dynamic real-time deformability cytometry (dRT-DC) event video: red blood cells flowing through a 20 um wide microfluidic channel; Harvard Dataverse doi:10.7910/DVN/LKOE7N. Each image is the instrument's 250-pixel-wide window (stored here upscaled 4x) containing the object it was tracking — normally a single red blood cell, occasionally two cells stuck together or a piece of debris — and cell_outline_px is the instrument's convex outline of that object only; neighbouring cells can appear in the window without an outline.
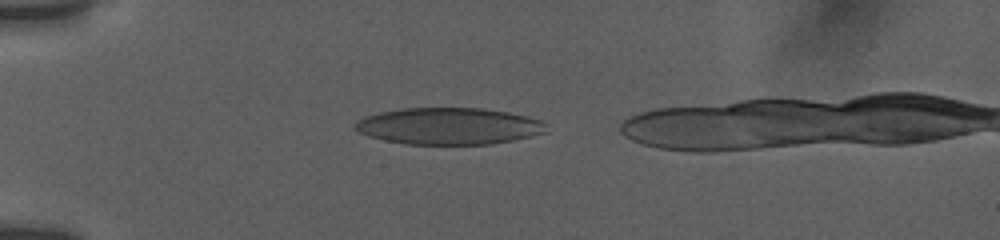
{"species": "human", "species_latin": "Homo sapiens", "temperature_condition": "room temperature", "stored_images_in_passage": 15, "camera_frame_rate_fps": 3000, "um_per_image_px": 0.085, "donor": {"sex": "female"}, "frame": {"image": 1, "passage_image": 1, "time_ms": 0.0, "image_size_px": [1000, 240], "cell_outline_px": [[548, 124], [544, 132], [532, 136], [512, 140], [488, 144], [404, 144], [384, 140], [368, 136], [352, 128], [356, 120], [364, 116], [380, 112], [400, 108], [480, 108], [504, 112], [524, 116], [540, 120]], "centroid_in_image_um": [38.08, 10.72], "position_along_channel_um": 46.9, "area_um2": 40.86}}
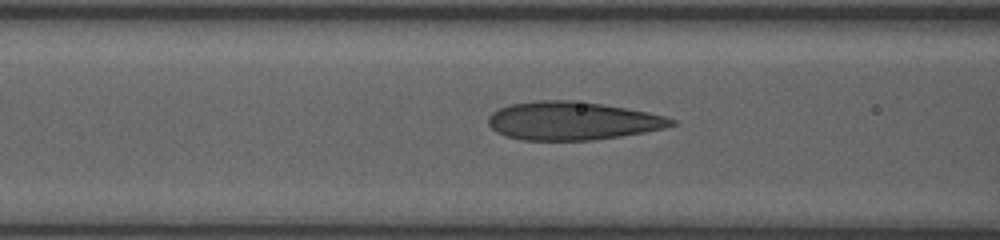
{"frame": {"image": 2, "passage_image": 9, "time_ms": 2.667, "image_size_px": [1000, 240], "cell_outline_px": [[676, 124], [664, 128], [644, 132], [620, 136], [592, 140], [520, 140], [504, 136], [496, 132], [488, 124], [488, 116], [492, 112], [508, 104], [536, 100], [572, 100], [600, 104], [648, 112], [664, 116], [676, 120]], "centroid_in_image_um": [48.6, 10.27], "position_along_channel_um": 118.0, "area_um2": 40.86}}
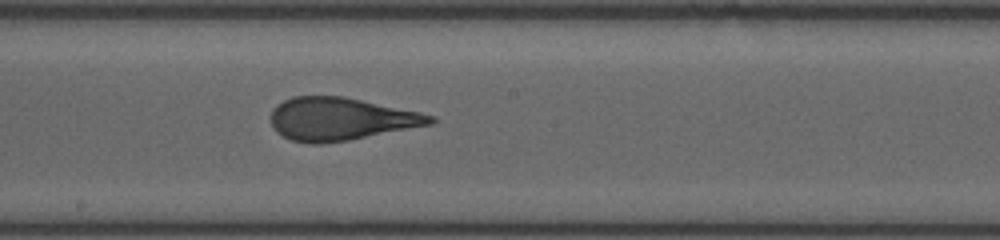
{"frame": {"image": 3, "passage_image": 15, "time_ms": 5.333, "image_size_px": [1000, 240], "cell_outline_px": [[436, 120], [432, 124], [348, 140], [316, 144], [312, 144], [292, 140], [276, 132], [272, 128], [272, 112], [276, 104], [292, 96], [344, 96], [420, 112], [436, 116]], "centroid_in_image_um": [28.95, 10.1], "position_along_channel_um": 219.2, "area_um2": 39.59}}